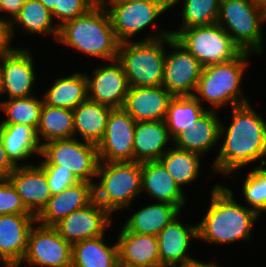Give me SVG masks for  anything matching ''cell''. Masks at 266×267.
Wrapping results in <instances>:
<instances>
[{
	"label": "cell",
	"instance_id": "1",
	"mask_svg": "<svg viewBox=\"0 0 266 267\" xmlns=\"http://www.w3.org/2000/svg\"><path fill=\"white\" fill-rule=\"evenodd\" d=\"M231 109L230 125L225 127L221 121L219 138L224 140L211 163L212 171L225 177L260 159L259 166H266V121L250 103Z\"/></svg>",
	"mask_w": 266,
	"mask_h": 267
},
{
	"label": "cell",
	"instance_id": "2",
	"mask_svg": "<svg viewBox=\"0 0 266 267\" xmlns=\"http://www.w3.org/2000/svg\"><path fill=\"white\" fill-rule=\"evenodd\" d=\"M210 206L197 223L198 239L211 244H231L250 240L252 226L259 215L239 204L231 189L217 183L211 192Z\"/></svg>",
	"mask_w": 266,
	"mask_h": 267
},
{
	"label": "cell",
	"instance_id": "3",
	"mask_svg": "<svg viewBox=\"0 0 266 267\" xmlns=\"http://www.w3.org/2000/svg\"><path fill=\"white\" fill-rule=\"evenodd\" d=\"M57 42L105 62L117 59L120 45L103 4L59 26Z\"/></svg>",
	"mask_w": 266,
	"mask_h": 267
},
{
	"label": "cell",
	"instance_id": "4",
	"mask_svg": "<svg viewBox=\"0 0 266 267\" xmlns=\"http://www.w3.org/2000/svg\"><path fill=\"white\" fill-rule=\"evenodd\" d=\"M170 35V30H158L144 40L120 43L117 60L123 66L129 87L162 86L167 51L164 45Z\"/></svg>",
	"mask_w": 266,
	"mask_h": 267
},
{
	"label": "cell",
	"instance_id": "5",
	"mask_svg": "<svg viewBox=\"0 0 266 267\" xmlns=\"http://www.w3.org/2000/svg\"><path fill=\"white\" fill-rule=\"evenodd\" d=\"M252 54L242 51L232 60L204 66L193 96L201 104L205 100L210 103L208 110L212 111L227 103L232 108L249 103L240 85Z\"/></svg>",
	"mask_w": 266,
	"mask_h": 267
},
{
	"label": "cell",
	"instance_id": "6",
	"mask_svg": "<svg viewBox=\"0 0 266 267\" xmlns=\"http://www.w3.org/2000/svg\"><path fill=\"white\" fill-rule=\"evenodd\" d=\"M93 184L94 200L110 215L128 208L141 191V163L99 162Z\"/></svg>",
	"mask_w": 266,
	"mask_h": 267
},
{
	"label": "cell",
	"instance_id": "7",
	"mask_svg": "<svg viewBox=\"0 0 266 267\" xmlns=\"http://www.w3.org/2000/svg\"><path fill=\"white\" fill-rule=\"evenodd\" d=\"M266 10L256 0H221L218 23L242 51L263 53ZM263 42V43H262Z\"/></svg>",
	"mask_w": 266,
	"mask_h": 267
},
{
	"label": "cell",
	"instance_id": "8",
	"mask_svg": "<svg viewBox=\"0 0 266 267\" xmlns=\"http://www.w3.org/2000/svg\"><path fill=\"white\" fill-rule=\"evenodd\" d=\"M39 166H60L71 171L78 181L94 184L99 165L97 145L77 138L53 140L41 145Z\"/></svg>",
	"mask_w": 266,
	"mask_h": 267
},
{
	"label": "cell",
	"instance_id": "9",
	"mask_svg": "<svg viewBox=\"0 0 266 267\" xmlns=\"http://www.w3.org/2000/svg\"><path fill=\"white\" fill-rule=\"evenodd\" d=\"M174 38L203 66L232 60L242 52L218 23L182 29Z\"/></svg>",
	"mask_w": 266,
	"mask_h": 267
},
{
	"label": "cell",
	"instance_id": "10",
	"mask_svg": "<svg viewBox=\"0 0 266 267\" xmlns=\"http://www.w3.org/2000/svg\"><path fill=\"white\" fill-rule=\"evenodd\" d=\"M167 47L162 86L173 96H193L204 66L172 35Z\"/></svg>",
	"mask_w": 266,
	"mask_h": 267
},
{
	"label": "cell",
	"instance_id": "11",
	"mask_svg": "<svg viewBox=\"0 0 266 267\" xmlns=\"http://www.w3.org/2000/svg\"><path fill=\"white\" fill-rule=\"evenodd\" d=\"M103 5H108L106 9L120 43L131 41L167 11L161 4L152 1L107 0Z\"/></svg>",
	"mask_w": 266,
	"mask_h": 267
},
{
	"label": "cell",
	"instance_id": "12",
	"mask_svg": "<svg viewBox=\"0 0 266 267\" xmlns=\"http://www.w3.org/2000/svg\"><path fill=\"white\" fill-rule=\"evenodd\" d=\"M22 262L41 267L72 266V244L67 242L53 226L34 225L28 250Z\"/></svg>",
	"mask_w": 266,
	"mask_h": 267
},
{
	"label": "cell",
	"instance_id": "13",
	"mask_svg": "<svg viewBox=\"0 0 266 267\" xmlns=\"http://www.w3.org/2000/svg\"><path fill=\"white\" fill-rule=\"evenodd\" d=\"M136 121L123 109H112L104 136L97 145L100 162L134 161Z\"/></svg>",
	"mask_w": 266,
	"mask_h": 267
},
{
	"label": "cell",
	"instance_id": "14",
	"mask_svg": "<svg viewBox=\"0 0 266 267\" xmlns=\"http://www.w3.org/2000/svg\"><path fill=\"white\" fill-rule=\"evenodd\" d=\"M110 62L109 65L107 61L95 68L92 75L85 73L88 99L112 109H119L124 106L129 84L122 64L117 59Z\"/></svg>",
	"mask_w": 266,
	"mask_h": 267
},
{
	"label": "cell",
	"instance_id": "15",
	"mask_svg": "<svg viewBox=\"0 0 266 267\" xmlns=\"http://www.w3.org/2000/svg\"><path fill=\"white\" fill-rule=\"evenodd\" d=\"M113 218L94 199L85 207L73 211L53 227L69 243L74 244L105 234Z\"/></svg>",
	"mask_w": 266,
	"mask_h": 267
},
{
	"label": "cell",
	"instance_id": "16",
	"mask_svg": "<svg viewBox=\"0 0 266 267\" xmlns=\"http://www.w3.org/2000/svg\"><path fill=\"white\" fill-rule=\"evenodd\" d=\"M35 223L34 214L0 215V260L6 267L21 265Z\"/></svg>",
	"mask_w": 266,
	"mask_h": 267
},
{
	"label": "cell",
	"instance_id": "17",
	"mask_svg": "<svg viewBox=\"0 0 266 267\" xmlns=\"http://www.w3.org/2000/svg\"><path fill=\"white\" fill-rule=\"evenodd\" d=\"M26 48H13L0 57L3 75L4 94L8 98H21L34 95L32 91L36 80L34 58Z\"/></svg>",
	"mask_w": 266,
	"mask_h": 267
},
{
	"label": "cell",
	"instance_id": "18",
	"mask_svg": "<svg viewBox=\"0 0 266 267\" xmlns=\"http://www.w3.org/2000/svg\"><path fill=\"white\" fill-rule=\"evenodd\" d=\"M7 179L16 189L25 207L35 216L52 196L45 171L37 164L24 163L17 166Z\"/></svg>",
	"mask_w": 266,
	"mask_h": 267
},
{
	"label": "cell",
	"instance_id": "19",
	"mask_svg": "<svg viewBox=\"0 0 266 267\" xmlns=\"http://www.w3.org/2000/svg\"><path fill=\"white\" fill-rule=\"evenodd\" d=\"M173 95L163 86L129 87L123 109L136 121H164Z\"/></svg>",
	"mask_w": 266,
	"mask_h": 267
},
{
	"label": "cell",
	"instance_id": "20",
	"mask_svg": "<svg viewBox=\"0 0 266 267\" xmlns=\"http://www.w3.org/2000/svg\"><path fill=\"white\" fill-rule=\"evenodd\" d=\"M175 217L157 235L161 267H177L193 259L188 250L190 240H198L197 224H183Z\"/></svg>",
	"mask_w": 266,
	"mask_h": 267
},
{
	"label": "cell",
	"instance_id": "21",
	"mask_svg": "<svg viewBox=\"0 0 266 267\" xmlns=\"http://www.w3.org/2000/svg\"><path fill=\"white\" fill-rule=\"evenodd\" d=\"M93 199V183L78 181L62 192L52 195L36 216V222L43 226H54L73 211L87 206Z\"/></svg>",
	"mask_w": 266,
	"mask_h": 267
},
{
	"label": "cell",
	"instance_id": "22",
	"mask_svg": "<svg viewBox=\"0 0 266 267\" xmlns=\"http://www.w3.org/2000/svg\"><path fill=\"white\" fill-rule=\"evenodd\" d=\"M117 246L119 266L161 267L157 236L129 232L123 226Z\"/></svg>",
	"mask_w": 266,
	"mask_h": 267
},
{
	"label": "cell",
	"instance_id": "23",
	"mask_svg": "<svg viewBox=\"0 0 266 267\" xmlns=\"http://www.w3.org/2000/svg\"><path fill=\"white\" fill-rule=\"evenodd\" d=\"M159 160L141 163V191L151 199L177 206L182 210L185 193Z\"/></svg>",
	"mask_w": 266,
	"mask_h": 267
},
{
	"label": "cell",
	"instance_id": "24",
	"mask_svg": "<svg viewBox=\"0 0 266 267\" xmlns=\"http://www.w3.org/2000/svg\"><path fill=\"white\" fill-rule=\"evenodd\" d=\"M217 111L207 110L188 130L180 132L174 139V147L205 155L220 141V118ZM175 143V144H174Z\"/></svg>",
	"mask_w": 266,
	"mask_h": 267
},
{
	"label": "cell",
	"instance_id": "25",
	"mask_svg": "<svg viewBox=\"0 0 266 267\" xmlns=\"http://www.w3.org/2000/svg\"><path fill=\"white\" fill-rule=\"evenodd\" d=\"M172 137L165 121L136 122L134 132V161L142 163L159 160L169 147ZM166 146V147H165Z\"/></svg>",
	"mask_w": 266,
	"mask_h": 267
},
{
	"label": "cell",
	"instance_id": "26",
	"mask_svg": "<svg viewBox=\"0 0 266 267\" xmlns=\"http://www.w3.org/2000/svg\"><path fill=\"white\" fill-rule=\"evenodd\" d=\"M112 108L90 99L73 109L74 138L98 145L102 140Z\"/></svg>",
	"mask_w": 266,
	"mask_h": 267
},
{
	"label": "cell",
	"instance_id": "27",
	"mask_svg": "<svg viewBox=\"0 0 266 267\" xmlns=\"http://www.w3.org/2000/svg\"><path fill=\"white\" fill-rule=\"evenodd\" d=\"M179 213L181 210L177 206L157 201L133 213L123 226L129 232L157 236L165 226L180 215Z\"/></svg>",
	"mask_w": 266,
	"mask_h": 267
},
{
	"label": "cell",
	"instance_id": "28",
	"mask_svg": "<svg viewBox=\"0 0 266 267\" xmlns=\"http://www.w3.org/2000/svg\"><path fill=\"white\" fill-rule=\"evenodd\" d=\"M43 95L45 105L74 109L88 98L85 73L75 72L66 77L57 78Z\"/></svg>",
	"mask_w": 266,
	"mask_h": 267
},
{
	"label": "cell",
	"instance_id": "29",
	"mask_svg": "<svg viewBox=\"0 0 266 267\" xmlns=\"http://www.w3.org/2000/svg\"><path fill=\"white\" fill-rule=\"evenodd\" d=\"M2 140L6 153L16 166L41 153V144L33 127L25 124H2ZM19 161V162H18Z\"/></svg>",
	"mask_w": 266,
	"mask_h": 267
},
{
	"label": "cell",
	"instance_id": "30",
	"mask_svg": "<svg viewBox=\"0 0 266 267\" xmlns=\"http://www.w3.org/2000/svg\"><path fill=\"white\" fill-rule=\"evenodd\" d=\"M105 234L72 244L73 267H119L117 242L107 245Z\"/></svg>",
	"mask_w": 266,
	"mask_h": 267
},
{
	"label": "cell",
	"instance_id": "31",
	"mask_svg": "<svg viewBox=\"0 0 266 267\" xmlns=\"http://www.w3.org/2000/svg\"><path fill=\"white\" fill-rule=\"evenodd\" d=\"M53 21L51 11L48 10L40 1L26 0L19 14L9 24L11 39L14 40L13 37H15V28L16 26H19V28L22 27L21 29H23V31H26V33L28 32L31 35L45 34L46 36L51 34L57 41L59 25L57 23L55 25Z\"/></svg>",
	"mask_w": 266,
	"mask_h": 267
},
{
	"label": "cell",
	"instance_id": "32",
	"mask_svg": "<svg viewBox=\"0 0 266 267\" xmlns=\"http://www.w3.org/2000/svg\"><path fill=\"white\" fill-rule=\"evenodd\" d=\"M36 132L41 145L53 140L74 138L73 110L43 104Z\"/></svg>",
	"mask_w": 266,
	"mask_h": 267
},
{
	"label": "cell",
	"instance_id": "33",
	"mask_svg": "<svg viewBox=\"0 0 266 267\" xmlns=\"http://www.w3.org/2000/svg\"><path fill=\"white\" fill-rule=\"evenodd\" d=\"M208 110L194 96H174L170 101L165 124L174 139L180 132L188 130Z\"/></svg>",
	"mask_w": 266,
	"mask_h": 267
},
{
	"label": "cell",
	"instance_id": "34",
	"mask_svg": "<svg viewBox=\"0 0 266 267\" xmlns=\"http://www.w3.org/2000/svg\"><path fill=\"white\" fill-rule=\"evenodd\" d=\"M201 157L202 155L200 154L181 150L173 146L160 157L159 161L180 188L183 189V185H189L195 179L197 181L198 176H200Z\"/></svg>",
	"mask_w": 266,
	"mask_h": 267
},
{
	"label": "cell",
	"instance_id": "35",
	"mask_svg": "<svg viewBox=\"0 0 266 267\" xmlns=\"http://www.w3.org/2000/svg\"><path fill=\"white\" fill-rule=\"evenodd\" d=\"M35 96L3 100L0 108L7 118L1 124H25L37 130L44 101Z\"/></svg>",
	"mask_w": 266,
	"mask_h": 267
},
{
	"label": "cell",
	"instance_id": "36",
	"mask_svg": "<svg viewBox=\"0 0 266 267\" xmlns=\"http://www.w3.org/2000/svg\"><path fill=\"white\" fill-rule=\"evenodd\" d=\"M182 0H176V4ZM221 0H183L181 25L171 31L174 37L180 30L215 24L218 18Z\"/></svg>",
	"mask_w": 266,
	"mask_h": 267
},
{
	"label": "cell",
	"instance_id": "37",
	"mask_svg": "<svg viewBox=\"0 0 266 267\" xmlns=\"http://www.w3.org/2000/svg\"><path fill=\"white\" fill-rule=\"evenodd\" d=\"M242 194L251 210L259 216L266 211V168L256 166L245 177Z\"/></svg>",
	"mask_w": 266,
	"mask_h": 267
},
{
	"label": "cell",
	"instance_id": "38",
	"mask_svg": "<svg viewBox=\"0 0 266 267\" xmlns=\"http://www.w3.org/2000/svg\"><path fill=\"white\" fill-rule=\"evenodd\" d=\"M96 3L93 0H57V6L51 11L54 19H59V26L66 21L86 14Z\"/></svg>",
	"mask_w": 266,
	"mask_h": 267
},
{
	"label": "cell",
	"instance_id": "39",
	"mask_svg": "<svg viewBox=\"0 0 266 267\" xmlns=\"http://www.w3.org/2000/svg\"><path fill=\"white\" fill-rule=\"evenodd\" d=\"M32 214L7 178H0V215Z\"/></svg>",
	"mask_w": 266,
	"mask_h": 267
},
{
	"label": "cell",
	"instance_id": "40",
	"mask_svg": "<svg viewBox=\"0 0 266 267\" xmlns=\"http://www.w3.org/2000/svg\"><path fill=\"white\" fill-rule=\"evenodd\" d=\"M46 174L48 186L52 195L58 194L67 187L78 182L71 171L60 169V166H40Z\"/></svg>",
	"mask_w": 266,
	"mask_h": 267
},
{
	"label": "cell",
	"instance_id": "41",
	"mask_svg": "<svg viewBox=\"0 0 266 267\" xmlns=\"http://www.w3.org/2000/svg\"><path fill=\"white\" fill-rule=\"evenodd\" d=\"M26 0H0V13L6 12L7 17L0 14V19L6 20L9 24L19 14ZM9 16V17H8Z\"/></svg>",
	"mask_w": 266,
	"mask_h": 267
},
{
	"label": "cell",
	"instance_id": "42",
	"mask_svg": "<svg viewBox=\"0 0 266 267\" xmlns=\"http://www.w3.org/2000/svg\"><path fill=\"white\" fill-rule=\"evenodd\" d=\"M16 167L5 151L2 140V124L0 122V178H7Z\"/></svg>",
	"mask_w": 266,
	"mask_h": 267
},
{
	"label": "cell",
	"instance_id": "43",
	"mask_svg": "<svg viewBox=\"0 0 266 267\" xmlns=\"http://www.w3.org/2000/svg\"><path fill=\"white\" fill-rule=\"evenodd\" d=\"M10 36V25L6 20L0 19V57L8 54L14 47Z\"/></svg>",
	"mask_w": 266,
	"mask_h": 267
},
{
	"label": "cell",
	"instance_id": "44",
	"mask_svg": "<svg viewBox=\"0 0 266 267\" xmlns=\"http://www.w3.org/2000/svg\"><path fill=\"white\" fill-rule=\"evenodd\" d=\"M177 267H221V266H218L217 263L211 261V262H201L199 260H196V259H191L187 262H185L184 264L182 265H179Z\"/></svg>",
	"mask_w": 266,
	"mask_h": 267
},
{
	"label": "cell",
	"instance_id": "45",
	"mask_svg": "<svg viewBox=\"0 0 266 267\" xmlns=\"http://www.w3.org/2000/svg\"><path fill=\"white\" fill-rule=\"evenodd\" d=\"M128 1H152L161 4L166 10L176 5V0H128Z\"/></svg>",
	"mask_w": 266,
	"mask_h": 267
},
{
	"label": "cell",
	"instance_id": "46",
	"mask_svg": "<svg viewBox=\"0 0 266 267\" xmlns=\"http://www.w3.org/2000/svg\"><path fill=\"white\" fill-rule=\"evenodd\" d=\"M38 1H40L50 11L54 9V6H57V0H38Z\"/></svg>",
	"mask_w": 266,
	"mask_h": 267
},
{
	"label": "cell",
	"instance_id": "47",
	"mask_svg": "<svg viewBox=\"0 0 266 267\" xmlns=\"http://www.w3.org/2000/svg\"><path fill=\"white\" fill-rule=\"evenodd\" d=\"M4 95V82H3V75H2V71L0 69V96ZM3 101L0 100V106L2 104Z\"/></svg>",
	"mask_w": 266,
	"mask_h": 267
},
{
	"label": "cell",
	"instance_id": "48",
	"mask_svg": "<svg viewBox=\"0 0 266 267\" xmlns=\"http://www.w3.org/2000/svg\"><path fill=\"white\" fill-rule=\"evenodd\" d=\"M256 1L258 2V4H259L261 7H263V8L266 9V0H256Z\"/></svg>",
	"mask_w": 266,
	"mask_h": 267
},
{
	"label": "cell",
	"instance_id": "49",
	"mask_svg": "<svg viewBox=\"0 0 266 267\" xmlns=\"http://www.w3.org/2000/svg\"><path fill=\"white\" fill-rule=\"evenodd\" d=\"M96 4H104L107 0H93Z\"/></svg>",
	"mask_w": 266,
	"mask_h": 267
},
{
	"label": "cell",
	"instance_id": "50",
	"mask_svg": "<svg viewBox=\"0 0 266 267\" xmlns=\"http://www.w3.org/2000/svg\"><path fill=\"white\" fill-rule=\"evenodd\" d=\"M2 265V266H1ZM0 267H6L3 263H2V261L0 260Z\"/></svg>",
	"mask_w": 266,
	"mask_h": 267
}]
</instances>
